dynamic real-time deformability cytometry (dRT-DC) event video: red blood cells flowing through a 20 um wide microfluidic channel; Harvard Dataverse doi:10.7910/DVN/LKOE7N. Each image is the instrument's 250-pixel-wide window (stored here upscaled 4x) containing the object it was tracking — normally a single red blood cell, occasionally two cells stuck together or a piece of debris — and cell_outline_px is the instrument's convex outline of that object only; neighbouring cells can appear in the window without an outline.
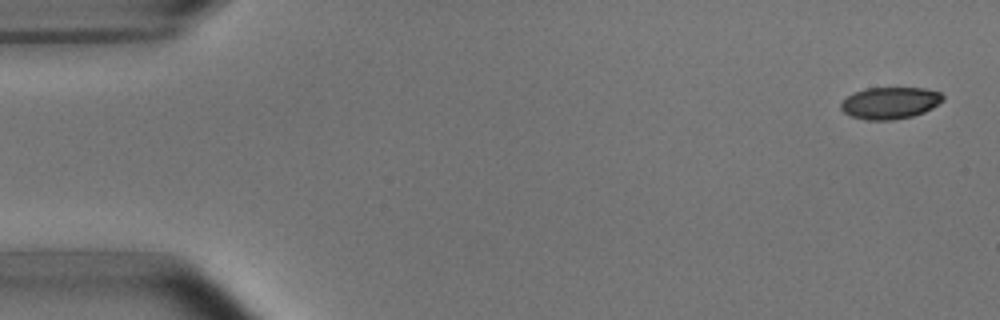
{"species": "common noctule bat (a hibernating species)", "species_latin": "Nyctalus noctula", "temperature_condition": "room temperature", "stored_images_in_passage": 5, "segment_of_instrument_passage": [2, 2], "camera_frame_rate_fps": 3000, "um_per_image_px": 0.085, "animal": {"sex": "male", "body_mass_g": 15.6}, "frame": {"image": 1, "passage_image": 5, "time_ms": 5.667, "image_size_px": [1000, 320], "cell_outline_px": [[944, 100], [932, 108], [924, 112], [912, 116], [892, 120], [868, 120], [852, 116], [844, 112], [840, 108], [840, 104], [848, 96], [864, 88], [924, 88], [940, 92], [944, 96]], "centroid_in_image_um": [75.67, 8.75], "position_along_channel_um": 9.3, "area_um2": 18.84}}